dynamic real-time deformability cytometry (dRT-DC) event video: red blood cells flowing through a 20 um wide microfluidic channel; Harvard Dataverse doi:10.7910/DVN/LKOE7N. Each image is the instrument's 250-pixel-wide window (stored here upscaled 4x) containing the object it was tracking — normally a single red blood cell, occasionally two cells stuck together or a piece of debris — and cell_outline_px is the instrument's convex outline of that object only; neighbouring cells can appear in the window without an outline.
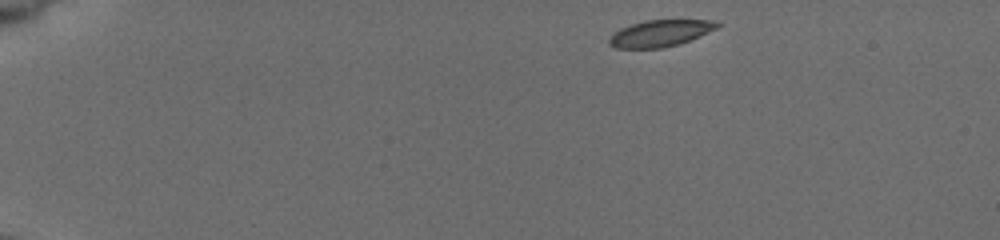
{"species": "common noctule bat (a hibernating species)", "species_latin": "Nyctalus noctula", "temperature_condition": "cold", "stored_images_in_passage": 12, "camera_frame_rate_fps": 3000, "um_per_image_px": 0.085, "animal": {"sex": "female", "body_mass_g": 19.5, "forearm_length_mm": 54.1}, "frame": {"image": 1, "passage_image": 1, "time_ms": 0.0, "image_size_px": [1000, 240], "cell_outline_px": [[720, 24], [716, 28], [688, 40], [676, 44], [660, 48], [616, 48], [608, 44], [608, 40], [620, 28], [644, 20], [712, 20]], "centroid_in_image_um": [56.06, 2.82], "position_along_channel_um": 28.9, "area_um2": 16.3}}
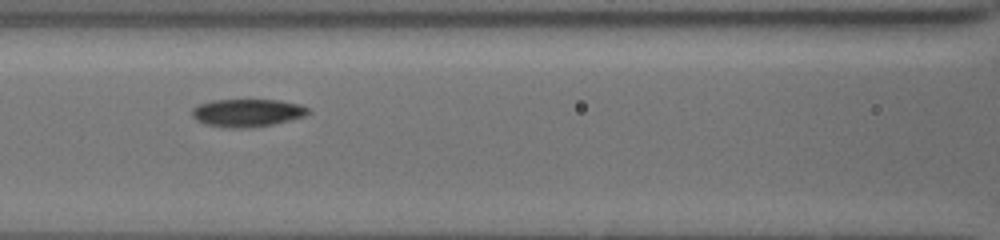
{"frame": {"image": 2, "passage_image": 10, "time_ms": 3.0, "image_size_px": [1000, 240], "cell_outline_px": [[308, 112], [304, 116], [272, 124], [244, 128], [240, 128], [208, 124], [196, 120], [192, 116], [192, 108], [200, 104], [212, 100], [280, 100], [300, 104], [308, 108]], "centroid_in_image_um": [21.01, 9.57], "position_along_channel_um": 145.6, "area_um2": 18.38}}
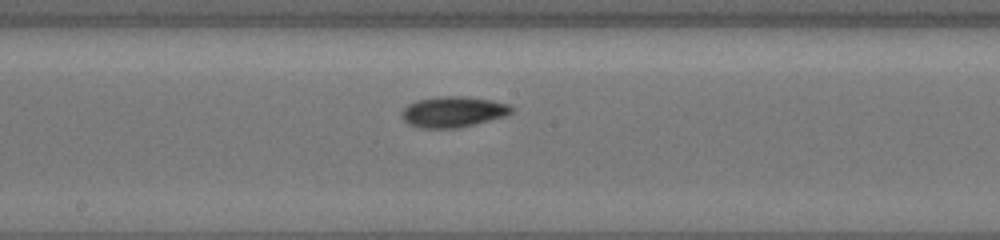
{"frame": {"image": 3, "passage_image": 12, "time_ms": 3.667, "image_size_px": [1000, 240], "cell_outline_px": [[512, 112], [504, 116], [476, 124], [456, 128], [420, 128], [408, 124], [404, 120], [400, 112], [408, 104], [416, 100], [440, 96], [464, 96], [492, 100], [508, 104], [512, 108]], "centroid_in_image_um": [38.48, 9.5], "position_along_channel_um": 209.7, "area_um2": 19.71}}